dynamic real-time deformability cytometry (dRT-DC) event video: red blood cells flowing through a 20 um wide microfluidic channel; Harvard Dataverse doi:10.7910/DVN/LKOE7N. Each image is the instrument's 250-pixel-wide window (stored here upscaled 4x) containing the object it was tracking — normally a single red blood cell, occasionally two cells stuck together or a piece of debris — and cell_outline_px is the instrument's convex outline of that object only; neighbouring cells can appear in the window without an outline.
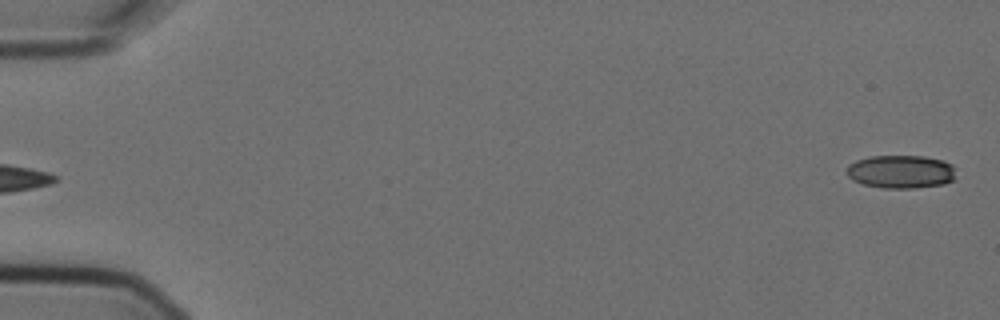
{"species": "Egyptian fruit bat (a non-hibernating species)", "species_latin": "Rousettus aegyptiacus", "temperature_condition": "cold", "stored_images_in_passage": 5, "segment_of_instrument_passage": [2, 2], "camera_frame_rate_fps": 3000, "um_per_image_px": 0.085, "animal": {"sex": "female"}, "frame": {"image": 1, "passage_image": 5, "time_ms": 1.333, "image_size_px": [1000, 320], "cell_outline_px": [[956, 180], [944, 184], [916, 188], [880, 188], [864, 184], [852, 180], [844, 172], [848, 164], [856, 160], [872, 156], [924, 156], [944, 160], [952, 164]], "centroid_in_image_um": [76.57, 14.6], "position_along_channel_um": 8.4, "area_um2": 21.5}}